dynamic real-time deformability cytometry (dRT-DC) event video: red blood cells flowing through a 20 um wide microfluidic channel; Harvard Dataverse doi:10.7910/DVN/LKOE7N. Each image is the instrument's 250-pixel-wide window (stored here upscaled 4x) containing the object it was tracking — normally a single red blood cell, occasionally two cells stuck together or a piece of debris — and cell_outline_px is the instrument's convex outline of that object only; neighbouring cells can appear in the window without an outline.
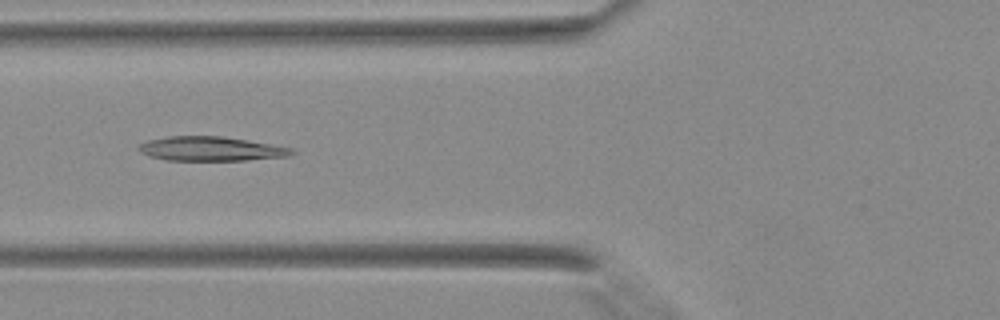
{"species": "Egyptian fruit bat (a non-hibernating species)", "species_latin": "Rousettus aegyptiacus", "temperature_condition": "warm", "stored_images_in_passage": 4, "camera_frame_rate_fps": 3000, "um_per_image_px": 0.085, "animal": {"sex": "female"}, "frame": {"image": 1, "passage_image": 3, "time_ms": 0.667, "image_size_px": [1000, 320], "cell_outline_px": [[296, 152], [288, 156], [248, 160], [168, 160], [152, 156], [140, 152], [136, 148], [140, 144], [148, 140], [168, 136], [220, 136], [248, 140], [292, 148]], "centroid_in_image_um": [17.93, 12.64], "position_along_channel_um": 107.9, "area_um2": 21.5}}
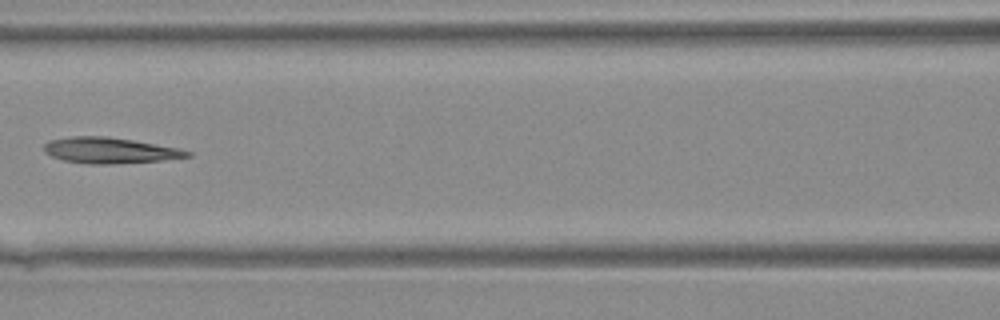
{"frame": {"image": 2, "passage_image": 4, "time_ms": 1.0, "image_size_px": [1000, 320], "cell_outline_px": [[192, 156], [160, 160], [104, 164], [88, 164], [64, 160], [52, 156], [44, 152], [44, 144], [48, 140], [72, 136], [108, 136], [180, 148], [192, 152]], "centroid_in_image_um": [9.31, 12.77], "position_along_channel_um": 157.3, "area_um2": 21.44}}